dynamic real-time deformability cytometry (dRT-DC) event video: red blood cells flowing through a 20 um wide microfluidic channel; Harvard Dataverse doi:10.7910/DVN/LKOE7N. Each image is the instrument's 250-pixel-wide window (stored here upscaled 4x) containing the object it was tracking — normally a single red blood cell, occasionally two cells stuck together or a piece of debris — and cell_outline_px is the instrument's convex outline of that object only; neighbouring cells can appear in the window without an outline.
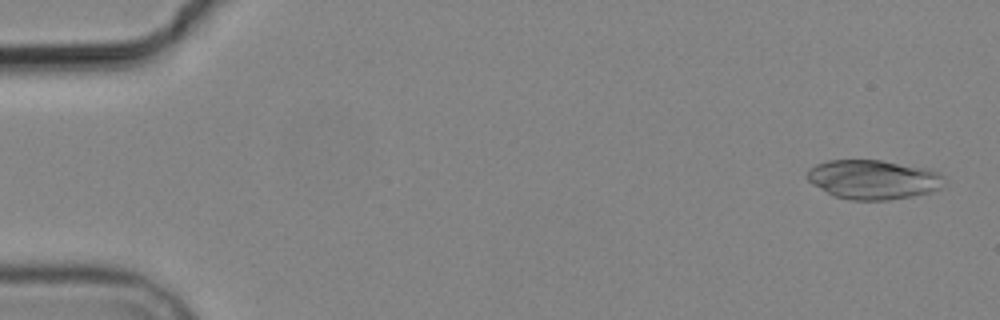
{"species": "common noctule bat (a hibernating species)", "species_latin": "Nyctalus noctula", "temperature_condition": "cold", "stored_images_in_passage": 5, "camera_frame_rate_fps": 3000, "um_per_image_px": 0.085, "animal": {"sex": "male", "body_mass_g": 19.2, "forearm_length_mm": 51.8}, "frame": {"image": 1, "passage_image": 1, "time_ms": 0.0, "image_size_px": [1000, 320], "cell_outline_px": [[944, 176], [940, 188], [932, 192], [912, 196], [888, 200], [852, 200], [836, 196], [812, 184], [804, 176], [808, 168], [816, 164], [828, 160], [880, 160], [932, 168], [940, 172]], "centroid_in_image_um": [74.24, 15.24], "position_along_channel_um": 10.8, "area_um2": 31.67}}